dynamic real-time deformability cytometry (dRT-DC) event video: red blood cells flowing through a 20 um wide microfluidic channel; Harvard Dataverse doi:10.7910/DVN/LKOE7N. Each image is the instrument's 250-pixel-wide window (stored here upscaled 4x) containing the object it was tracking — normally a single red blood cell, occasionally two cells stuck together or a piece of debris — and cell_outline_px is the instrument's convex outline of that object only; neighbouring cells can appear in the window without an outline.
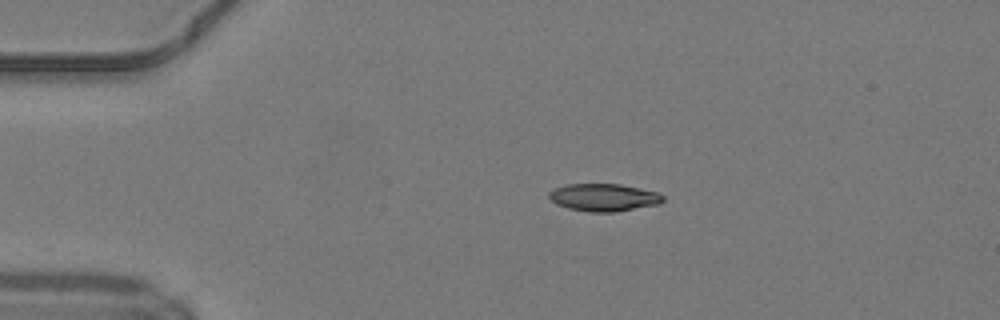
{"species": "common noctule bat (a hibernating species)", "species_latin": "Nyctalus noctula", "temperature_condition": "warm", "stored_images_in_passage": 40, "camera_frame_rate_fps": 3000, "um_per_image_px": 0.085, "animal": {"sex": "male", "body_mass_g": 19.2, "forearm_length_mm": 51.8}, "frame": {"image": 1, "passage_image": 1, "time_ms": 0.0, "image_size_px": [1000, 320], "cell_outline_px": [[664, 200], [660, 204], [616, 212], [592, 212], [568, 208], [556, 204], [548, 196], [548, 192], [552, 188], [564, 184], [620, 184], [660, 192], [664, 196]], "centroid_in_image_um": [51.33, 16.77], "position_along_channel_um": 33.7, "area_um2": 18.55}}
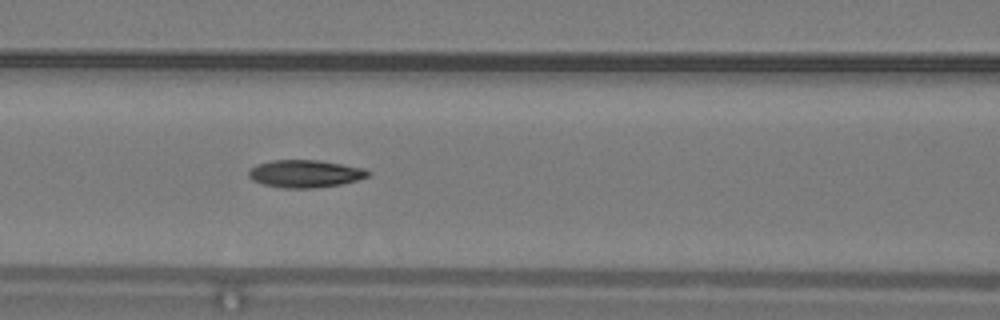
{"frame": {"image": 2, "passage_image": 12, "time_ms": 3.667, "image_size_px": [1000, 320], "cell_outline_px": [[372, 172], [368, 176], [356, 180], [340, 184], [312, 188], [284, 188], [264, 184], [252, 180], [248, 176], [248, 172], [256, 164], [272, 160], [320, 160], [364, 168]], "centroid_in_image_um": [25.93, 14.75], "position_along_channel_um": 140.7, "area_um2": 19.07}}
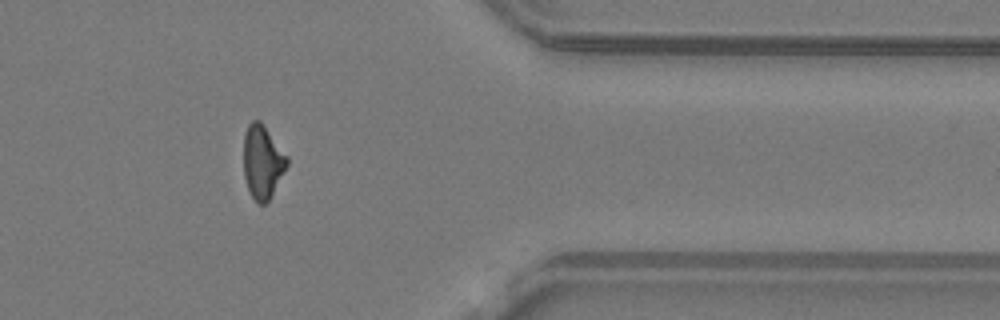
{"frame": {"image": 3, "passage_image": 31, "time_ms": 10.0, "image_size_px": [1000, 320], "cell_outline_px": [[288, 164], [268, 200], [264, 204], [256, 204], [248, 188], [244, 176], [244, 136], [248, 124], [252, 120], [260, 120], [288, 156]], "centroid_in_image_um": [22.3, 13.74], "position_along_channel_um": 389.1, "area_um2": 18.38}, "authors_computed_cell_mechanics": {"area_um2": 18.6694, "velocity_mm_per_s": 4.2352, "shape_relaxation_time_tau1_ms": null, "shape_relaxation_time_tau2_ms": 5.6158, "deformation_change_tau1": null, "deformation_change_tau2": 0.1301}}